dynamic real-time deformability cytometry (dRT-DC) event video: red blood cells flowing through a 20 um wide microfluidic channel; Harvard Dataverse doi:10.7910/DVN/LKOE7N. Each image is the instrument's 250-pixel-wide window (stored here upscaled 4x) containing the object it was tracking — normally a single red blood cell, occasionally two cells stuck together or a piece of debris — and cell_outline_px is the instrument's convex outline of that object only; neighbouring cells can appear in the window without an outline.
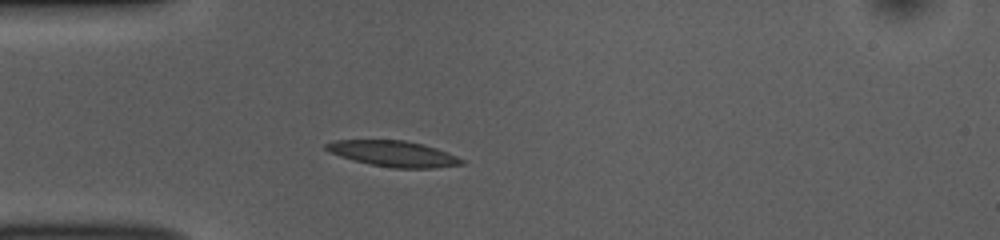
{"species": "common noctule bat (a hibernating species)", "species_latin": "Nyctalus noctula", "temperature_condition": "room temperature", "stored_images_in_passage": 39, "camera_frame_rate_fps": 3000, "um_per_image_px": 0.085, "animal": {"sex": "female", "body_mass_g": 10.0, "forearm_length_mm": 53.1}, "frame": {"image": 1, "passage_image": 7, "time_ms": 2.0, "image_size_px": [1000, 240], "cell_outline_px": [[464, 164], [436, 168], [392, 168], [352, 160], [328, 152], [324, 148], [324, 144], [336, 140], [404, 140], [424, 144], [448, 152], [464, 160]], "centroid_in_image_um": [33.44, 13.06], "position_along_channel_um": 51.6, "area_um2": 20.46}}
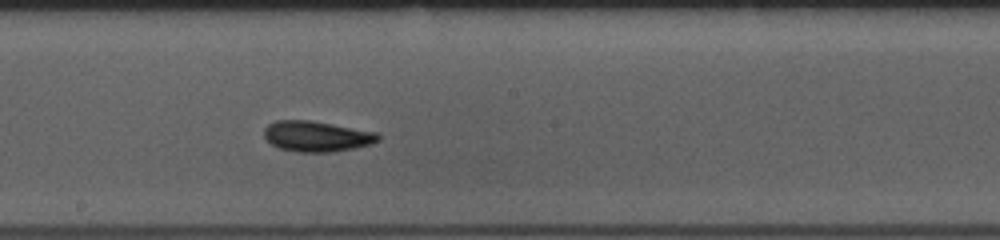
{"frame": {"image": 2, "passage_image": 21, "time_ms": 6.667, "image_size_px": [1000, 240], "cell_outline_px": [[380, 140], [372, 144], [332, 152], [296, 152], [280, 148], [272, 144], [264, 136], [264, 128], [268, 124], [276, 120], [308, 120], [380, 132]], "centroid_in_image_um": [26.95, 11.58], "position_along_channel_um": 221.3, "area_um2": 20.4}}
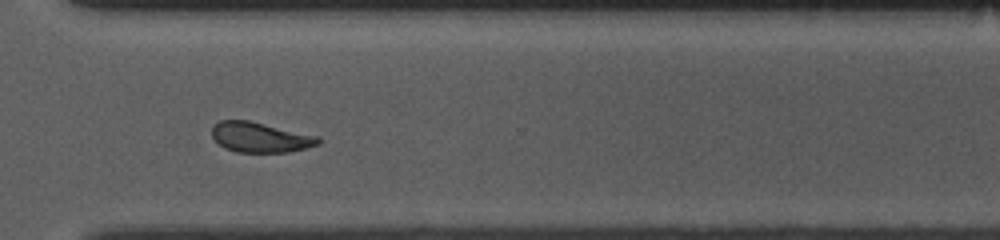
{"frame": {"image": 3, "passage_image": 31, "time_ms": 10.0, "image_size_px": [1000, 240], "cell_outline_px": [[324, 140], [320, 144], [288, 152], [236, 152], [224, 148], [212, 136], [212, 124], [220, 120], [248, 120], [320, 136]], "centroid_in_image_um": [22.14, 11.66], "position_along_channel_um": 348.5, "area_um2": 18.84}, "authors_computed_cell_mechanics": {"area_um2": 19.7098, "velocity_mm_per_s": 3.8223, "shape_relaxation_time_tau1_ms": 3.5746, "shape_relaxation_time_tau2_ms": 1.9241, "deformation_change_tau1": 0.1106, "deformation_change_tau2": 0.0858}}